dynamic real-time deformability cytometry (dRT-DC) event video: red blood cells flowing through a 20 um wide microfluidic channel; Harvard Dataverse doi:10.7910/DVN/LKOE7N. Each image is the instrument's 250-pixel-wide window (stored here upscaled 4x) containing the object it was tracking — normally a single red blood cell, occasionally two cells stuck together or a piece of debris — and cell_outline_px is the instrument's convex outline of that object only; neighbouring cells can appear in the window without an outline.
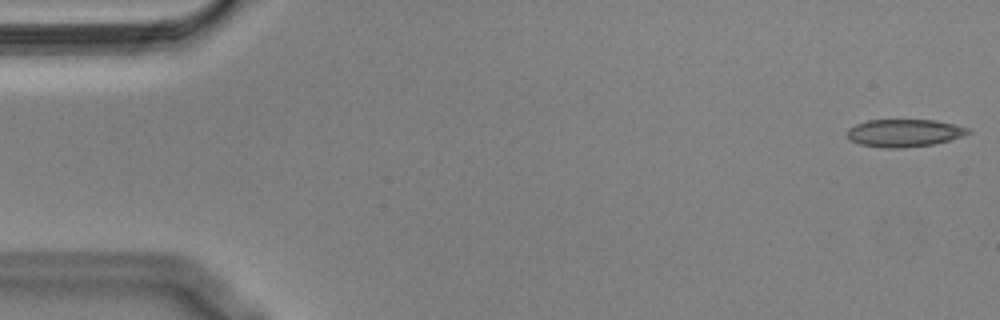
{"species": "Egyptian fruit bat (a non-hibernating species)", "species_latin": "Rousettus aegyptiacus", "temperature_condition": "cold", "stored_images_in_passage": 54, "camera_frame_rate_fps": 3000, "um_per_image_px": 0.085, "animal": {"sex": "male"}, "frame": {"image": 1, "passage_image": 1, "time_ms": 0.0, "image_size_px": [1000, 320], "cell_outline_px": [[972, 132], [964, 136], [932, 144], [900, 148], [884, 148], [860, 144], [852, 140], [848, 136], [848, 128], [856, 124], [868, 120], [936, 120], [956, 124], [968, 128]], "centroid_in_image_um": [76.89, 11.29], "position_along_channel_um": 8.1, "area_um2": 19.36}}
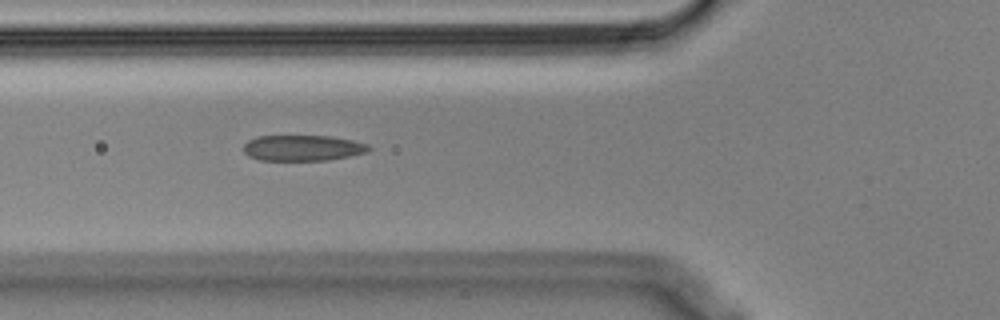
{"frame": {"image": 2, "passage_image": 19, "time_ms": 6.0, "image_size_px": [1000, 320], "cell_outline_px": [[372, 148], [368, 152], [328, 160], [260, 160], [248, 156], [244, 152], [244, 144], [248, 140], [256, 136], [332, 136], [352, 140], [368, 144]], "centroid_in_image_um": [25.73, 12.57], "position_along_channel_um": 100.1, "area_um2": 18.84}}
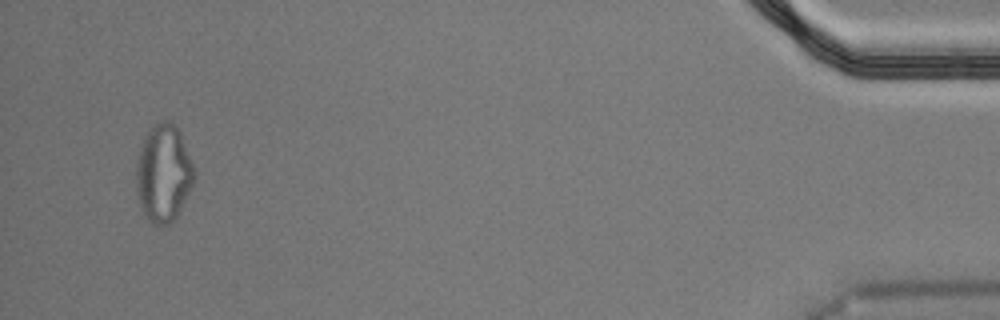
{"frame": {"image": 3, "passage_image": 52, "time_ms": 17.0, "image_size_px": [1000, 320], "cell_outline_px": [[196, 176], [176, 216], [168, 224], [156, 224], [148, 220], [144, 216], [140, 204], [136, 188], [136, 164], [140, 148], [144, 136], [152, 124], [160, 120], [168, 120], [180, 132], [196, 172]], "centroid_in_image_um": [13.88, 14.69], "position_along_channel_um": 421.3, "area_um2": 32.71}, "authors_computed_cell_mechanics": {"area_um2": 20.0277, "velocity_mm_per_s": 3.6457, "shape_relaxation_time_tau1_ms": null, "shape_relaxation_time_tau2_ms": 2.0051, "deformation_change_tau1": null, "deformation_change_tau2": 0.0946}}